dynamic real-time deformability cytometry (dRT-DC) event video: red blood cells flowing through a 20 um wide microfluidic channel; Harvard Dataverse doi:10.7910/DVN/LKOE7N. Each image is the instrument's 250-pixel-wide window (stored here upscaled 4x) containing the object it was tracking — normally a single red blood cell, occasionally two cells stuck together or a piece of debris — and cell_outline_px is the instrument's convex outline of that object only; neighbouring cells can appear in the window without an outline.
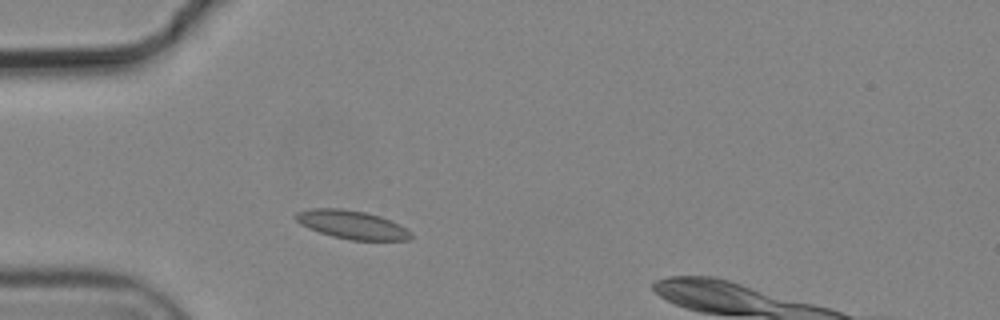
{"species": "common noctule bat (a hibernating species)", "species_latin": "Nyctalus noctula", "temperature_condition": "cold", "stored_images_in_passage": 2, "camera_frame_rate_fps": 3000, "um_per_image_px": 0.085, "animal": {"sex": "male", "body_mass_g": 19.2, "forearm_length_mm": 51.8}, "frame": {"image": 1, "passage_image": 2, "time_ms": 0.333, "image_size_px": [1000, 320], "cell_outline_px": [[412, 236], [408, 240], [352, 240], [332, 236], [308, 228], [300, 224], [296, 220], [296, 212], [308, 208], [340, 208], [364, 212], [380, 216], [400, 224], [412, 232]], "centroid_in_image_um": [29.92, 19.09], "position_along_channel_um": 55.1, "area_um2": 19.07}}